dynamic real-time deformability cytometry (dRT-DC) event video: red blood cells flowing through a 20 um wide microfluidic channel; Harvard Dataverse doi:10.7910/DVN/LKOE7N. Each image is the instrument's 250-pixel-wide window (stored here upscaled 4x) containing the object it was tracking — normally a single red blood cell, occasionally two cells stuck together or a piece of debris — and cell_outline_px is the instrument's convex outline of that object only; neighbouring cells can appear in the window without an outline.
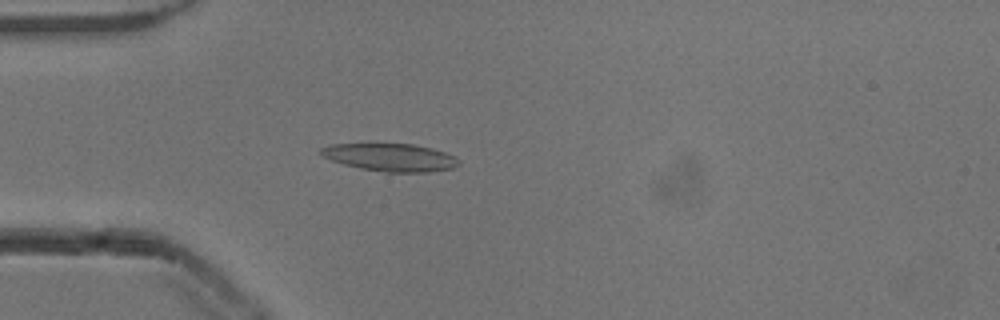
{"species": "common noctule bat (a hibernating species)", "species_latin": "Nyctalus noctula", "temperature_condition": "cold", "stored_images_in_passage": 52, "camera_frame_rate_fps": 3000, "um_per_image_px": 0.085, "animal": {"sex": "male", "body_mass_g": 13.3}, "frame": {"image": 1, "passage_image": 14, "time_ms": 4.333, "image_size_px": [1000, 320], "cell_outline_px": [[460, 164], [452, 168], [428, 172], [388, 172], [360, 168], [344, 164], [332, 160], [324, 156], [320, 152], [320, 148], [332, 144], [412, 144], [432, 148], [456, 156], [460, 160]], "centroid_in_image_um": [33.23, 13.37], "position_along_channel_um": 51.8, "area_um2": 22.08}}
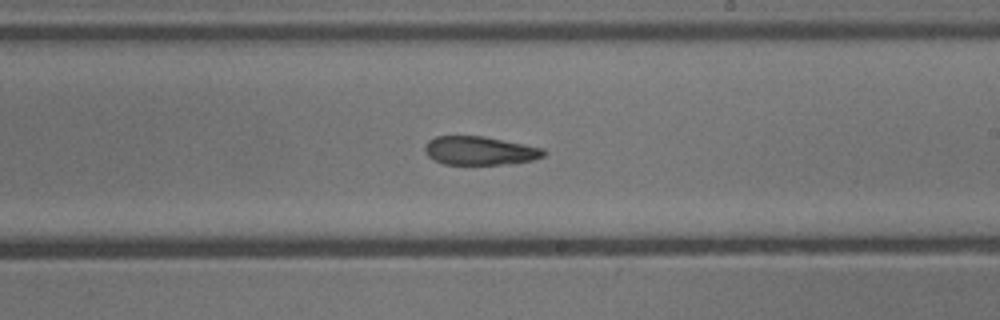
{"frame": {"image": 2, "passage_image": 30, "time_ms": 9.667, "image_size_px": [1000, 320], "cell_outline_px": [[544, 156], [532, 160], [516, 164], [444, 164], [428, 156], [424, 152], [424, 148], [428, 140], [436, 136], [484, 136], [544, 148]], "centroid_in_image_um": [40.79, 12.81], "position_along_channel_um": 248.2, "area_um2": 19.83}}
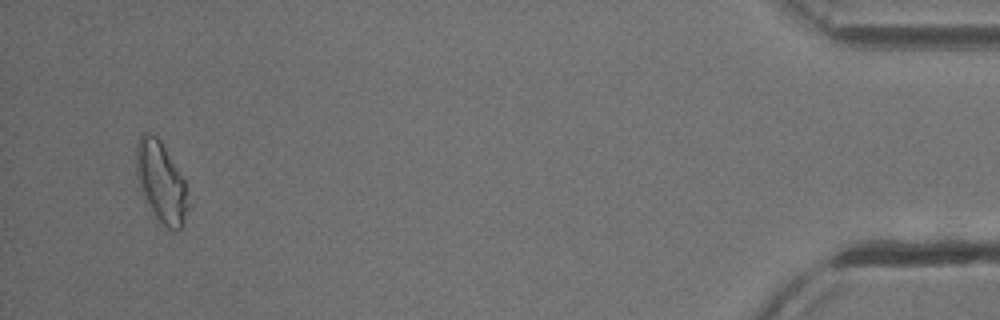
{"frame": {"image": 3, "passage_image": 50, "time_ms": 16.333, "image_size_px": [1000, 320], "cell_outline_px": [[188, 208], [180, 228], [168, 228], [156, 216], [144, 200], [140, 188], [136, 172], [136, 144], [140, 136], [144, 132], [148, 132], [156, 136], [160, 140], [184, 180], [188, 204]], "centroid_in_image_um": [13.65, 15.43], "position_along_channel_um": 421.5, "area_um2": 23.7}, "authors_computed_cell_mechanics": {"area_um2": 21.8484, "velocity_mm_per_s": 3.8388, "shape_relaxation_time_tau1_ms": null, "shape_relaxation_time_tau2_ms": 4.669, "deformation_change_tau1": null, "deformation_change_tau2": 0.1169}}